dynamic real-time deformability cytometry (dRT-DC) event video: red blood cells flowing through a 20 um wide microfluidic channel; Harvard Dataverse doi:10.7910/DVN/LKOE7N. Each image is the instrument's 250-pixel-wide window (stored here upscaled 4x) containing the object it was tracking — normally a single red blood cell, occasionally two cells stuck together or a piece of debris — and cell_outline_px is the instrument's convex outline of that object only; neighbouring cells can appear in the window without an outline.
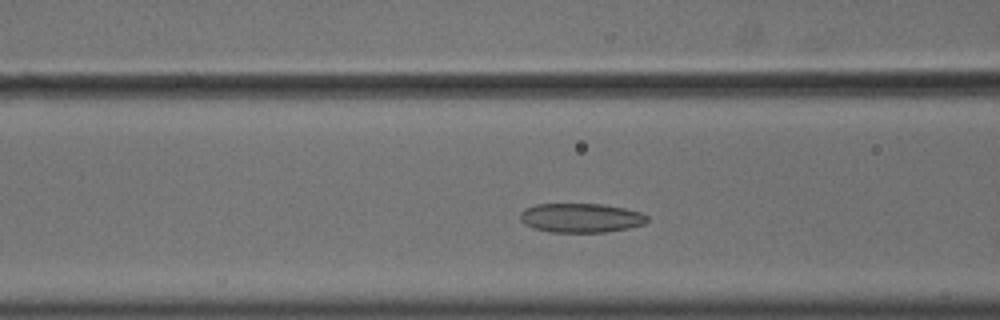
{"species": "common noctule bat (a hibernating species)", "species_latin": "Nyctalus noctula", "temperature_condition": "cold", "stored_images_in_passage": 45, "camera_frame_rate_fps": 3000, "um_per_image_px": 0.085, "animal": {"sex": "male", "body_mass_g": 18.8}, "frame": {"image": 1, "passage_image": 13, "time_ms": 4.0, "image_size_px": [1000, 320], "cell_outline_px": [[648, 220], [644, 224], [628, 228], [604, 232], [552, 232], [532, 228], [524, 224], [520, 220], [520, 212], [524, 208], [536, 204], [604, 204], [624, 208], [640, 212], [648, 216]], "centroid_in_image_um": [49.35, 18.51], "position_along_channel_um": 117.3, "area_um2": 21.73}}
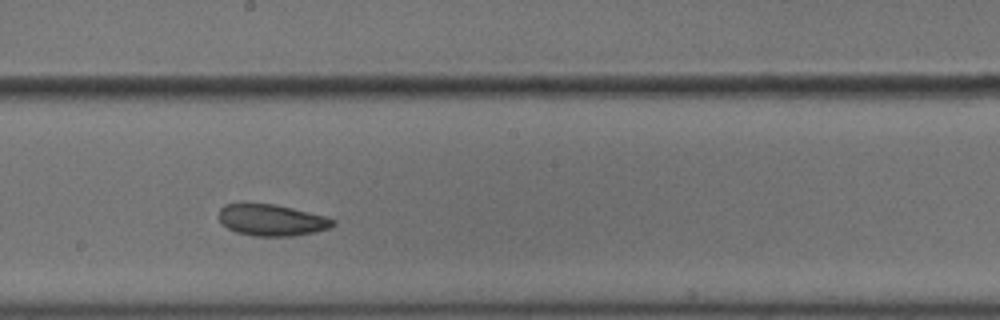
{"frame": {"image": 2, "passage_image": 22, "time_ms": 7.0, "image_size_px": [1000, 320], "cell_outline_px": [[336, 224], [328, 228], [312, 232], [292, 236], [252, 236], [236, 232], [220, 224], [220, 208], [224, 204], [240, 200], [244, 200], [276, 204], [328, 216], [336, 220]], "centroid_in_image_um": [23.04, 18.65], "position_along_channel_um": 225.2, "area_um2": 21.79}}
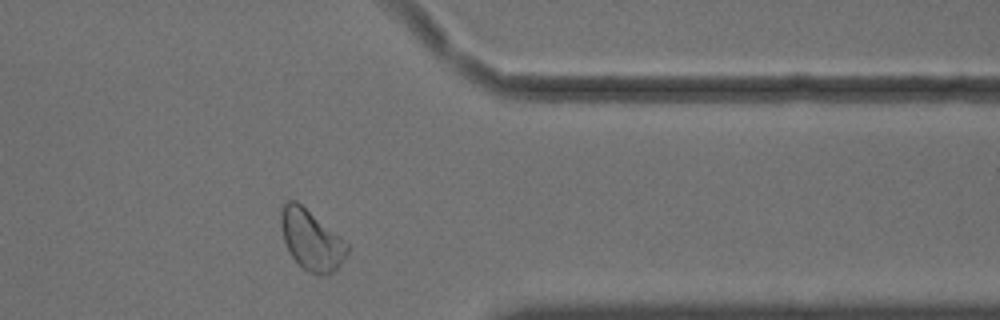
{"frame": {"image": 3, "passage_image": 36, "time_ms": 11.667, "image_size_px": [1000, 320], "cell_outline_px": [[348, 252], [340, 264], [328, 276], [324, 276], [308, 272], [288, 252], [284, 240], [280, 224], [280, 212], [284, 200], [296, 200], [340, 236], [348, 244]], "centroid_in_image_um": [26.44, 20.38], "position_along_channel_um": 385.0, "area_um2": 23.18}, "authors_computed_cell_mechanics": {"area_um2": 22.1374, "velocity_mm_per_s": 3.5969, "shape_relaxation_time_tau1_ms": 7.4949, "shape_relaxation_time_tau2_ms": 4.6452, "deformation_change_tau1": 0.1224, "deformation_change_tau2": 0.1034}}